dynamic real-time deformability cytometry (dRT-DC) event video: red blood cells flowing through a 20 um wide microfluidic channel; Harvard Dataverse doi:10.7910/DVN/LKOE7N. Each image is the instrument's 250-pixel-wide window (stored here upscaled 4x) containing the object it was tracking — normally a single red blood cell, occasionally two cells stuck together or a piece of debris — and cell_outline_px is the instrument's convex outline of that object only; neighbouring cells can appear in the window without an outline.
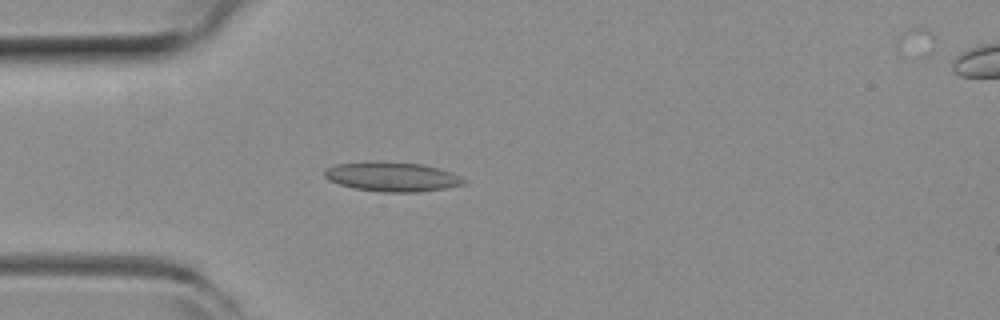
{"species": "common noctule bat (a hibernating species)", "species_latin": "Nyctalus noctula", "temperature_condition": "room temperature", "stored_images_in_passage": 52, "camera_frame_rate_fps": 3000, "um_per_image_px": 0.085, "animal": {"sex": "female", "body_mass_g": 19.3, "forearm_length_mm": 54.1}, "frame": {"image": 1, "passage_image": 14, "time_ms": 4.333, "image_size_px": [1000, 320], "cell_outline_px": [[468, 180], [464, 184], [444, 188], [420, 192], [380, 192], [352, 188], [328, 180], [324, 176], [324, 168], [336, 164], [372, 160], [376, 160], [424, 164], [440, 168], [452, 172]], "centroid_in_image_um": [33.31, 15.0], "position_along_channel_um": 51.7, "area_um2": 24.45}}
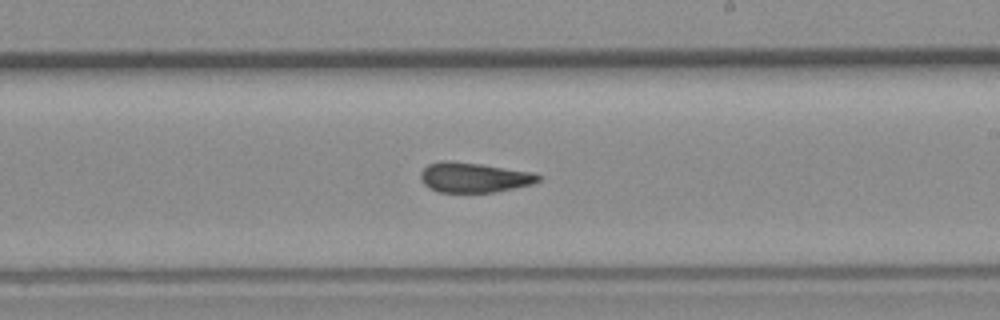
{"frame": {"image": 2, "passage_image": 30, "time_ms": 9.667, "image_size_px": [1000, 320], "cell_outline_px": [[544, 176], [540, 180], [532, 184], [496, 192], [436, 192], [428, 188], [424, 184], [420, 176], [420, 172], [428, 164], [440, 160], [452, 160], [480, 164], [532, 172]], "centroid_in_image_um": [40.27, 15.08], "position_along_channel_um": 248.7, "area_um2": 20.75}}
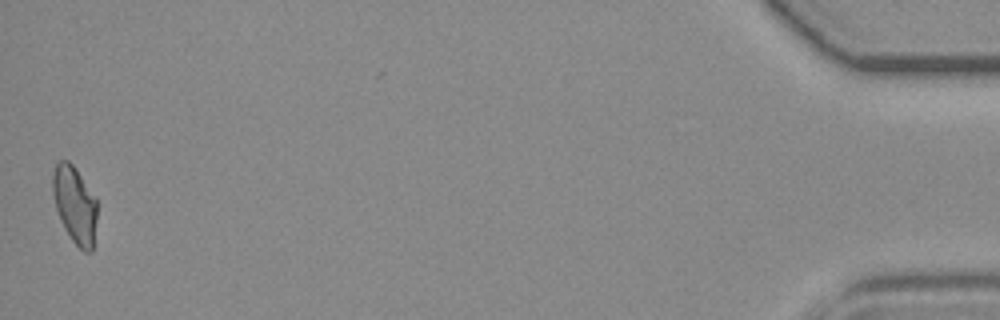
{"frame": {"image": 3, "passage_image": 52, "time_ms": 17.0, "image_size_px": [1000, 320], "cell_outline_px": [[96, 220], [92, 252], [84, 252], [72, 240], [64, 228], [60, 220], [56, 208], [52, 192], [52, 176], [56, 164], [60, 160], [68, 160], [76, 168], [96, 200]], "centroid_in_image_um": [6.34, 17.4], "position_along_channel_um": 428.9, "area_um2": 19.77}, "authors_computed_cell_mechanics": {"area_um2": 20.9236, "velocity_mm_per_s": 3.8414, "shape_relaxation_time_tau1_ms": null, "shape_relaxation_time_tau2_ms": 2.1359, "deformation_change_tau1": null, "deformation_change_tau2": 0.1043}}